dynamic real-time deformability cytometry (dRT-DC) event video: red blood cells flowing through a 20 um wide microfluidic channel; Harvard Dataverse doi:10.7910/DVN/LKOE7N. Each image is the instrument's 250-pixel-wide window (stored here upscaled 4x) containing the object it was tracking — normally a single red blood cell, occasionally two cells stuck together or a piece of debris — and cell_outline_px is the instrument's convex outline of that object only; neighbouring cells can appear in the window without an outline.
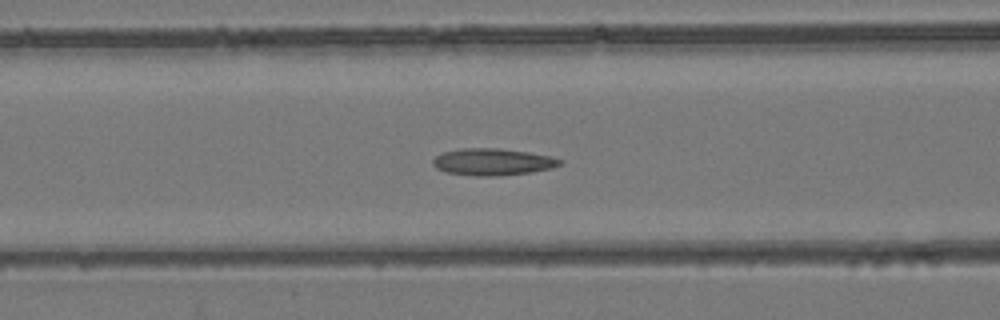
{"species": "common noctule bat (a hibernating species)", "species_latin": "Nyctalus noctula", "temperature_condition": "room temperature", "stored_images_in_passage": 49, "camera_frame_rate_fps": 3000, "um_per_image_px": 0.085, "animal": {"sex": "female", "body_mass_g": 24.6, "forearm_length_mm": 56.2}, "frame": {"image": 1, "passage_image": 18, "time_ms": 5.667, "image_size_px": [1000, 320], "cell_outline_px": [[564, 160], [560, 164], [552, 168], [532, 172], [500, 176], [476, 176], [448, 172], [436, 168], [432, 164], [432, 160], [436, 156], [444, 152], [460, 148], [500, 148], [528, 152], [552, 156]], "centroid_in_image_um": [41.9, 13.76], "position_along_channel_um": 124.7, "area_um2": 20.0}}
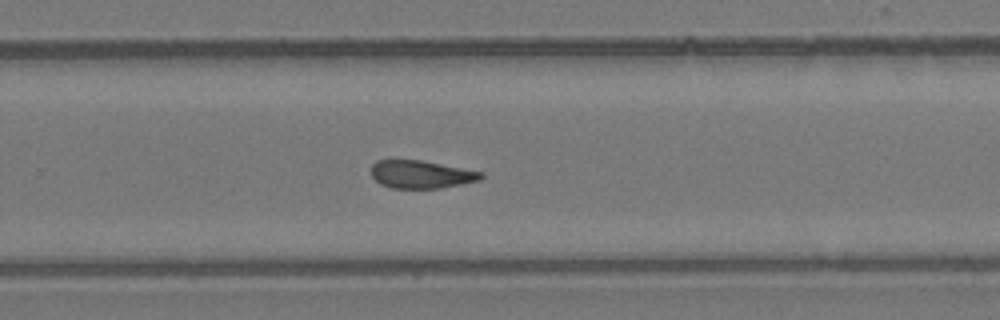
{"frame": {"image": 2, "passage_image": 31, "time_ms": 10.0, "image_size_px": [1000, 320], "cell_outline_px": [[484, 176], [480, 180], [440, 188], [388, 188], [380, 184], [372, 176], [372, 164], [376, 160], [392, 156], [420, 160], [484, 172]], "centroid_in_image_um": [35.72, 14.78], "position_along_channel_um": 294.1, "area_um2": 18.44}}
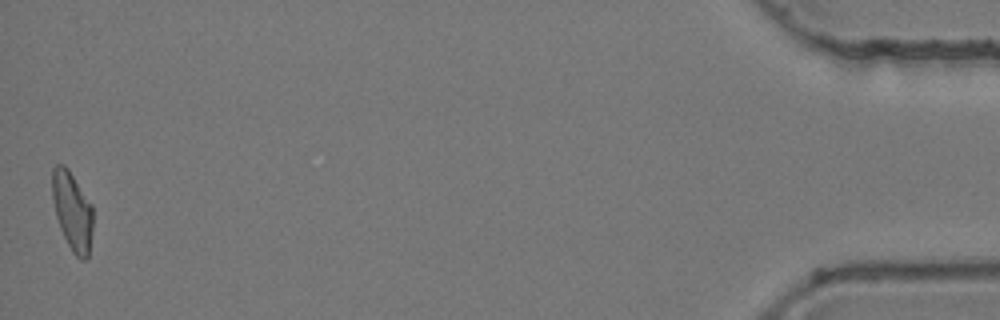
{"frame": {"image": 3, "passage_image": 49, "time_ms": 16.0, "image_size_px": [1000, 320], "cell_outline_px": [[92, 232], [88, 256], [84, 260], [80, 260], [72, 252], [60, 228], [56, 216], [52, 200], [52, 168], [56, 164], [64, 164], [68, 168], [92, 204]], "centroid_in_image_um": [6.14, 17.92], "position_along_channel_um": 429.1, "area_um2": 18.73}, "authors_computed_cell_mechanics": {"area_um2": 19.0162, "velocity_mm_per_s": 3.9105, "shape_relaxation_time_tau1_ms": 9.0613, "shape_relaxation_time_tau2_ms": 2.9396, "deformation_change_tau1": 0.2047, "deformation_change_tau2": 0.1065}}